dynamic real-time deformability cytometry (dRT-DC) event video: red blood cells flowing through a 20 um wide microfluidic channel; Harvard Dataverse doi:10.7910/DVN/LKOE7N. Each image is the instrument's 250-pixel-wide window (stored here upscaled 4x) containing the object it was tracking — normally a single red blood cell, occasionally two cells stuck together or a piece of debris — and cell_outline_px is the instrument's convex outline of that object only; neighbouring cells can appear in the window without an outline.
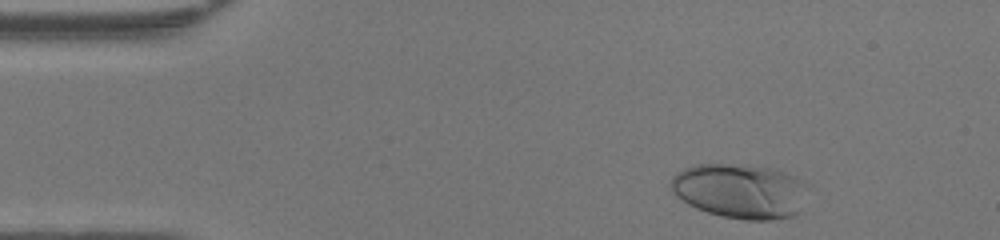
{"species": "human", "species_latin": "Homo sapiens", "temperature_condition": "warm", "stored_images_in_passage": 35, "camera_frame_rate_fps": 3000, "um_per_image_px": 0.085, "donor": {"sex": "female"}, "frame": {"image": 1, "passage_image": 2, "time_ms": 0.333, "image_size_px": [1000, 240], "cell_outline_px": [[812, 184], [796, 212], [792, 216], [772, 220], [744, 220], [720, 216], [696, 208], [688, 204], [676, 196], [672, 192], [668, 184], [672, 176], [676, 172], [684, 168], [696, 164], [744, 164], [776, 168], [796, 176]], "centroid_in_image_um": [62.92, 16.21], "position_along_channel_um": 22.1, "area_um2": 44.56}}
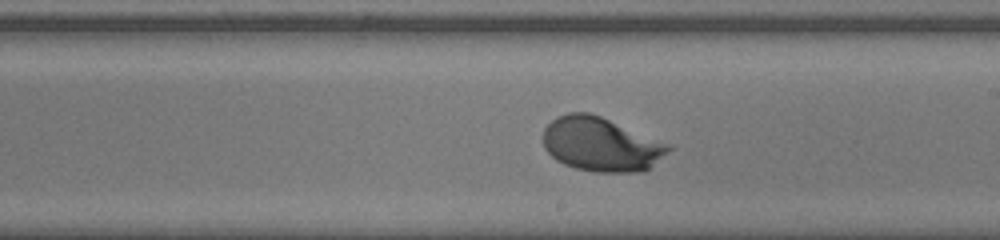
{"frame": {"image": 2, "passage_image": 23, "time_ms": 7.333, "image_size_px": [1000, 240], "cell_outline_px": [[672, 148], [668, 152], [644, 172], [596, 172], [576, 168], [564, 164], [556, 160], [544, 148], [544, 128], [556, 116], [568, 112], [588, 112], [600, 116], [668, 144]], "centroid_in_image_um": [51.05, 12.27], "position_along_channel_um": 237.9, "area_um2": 39.13}}
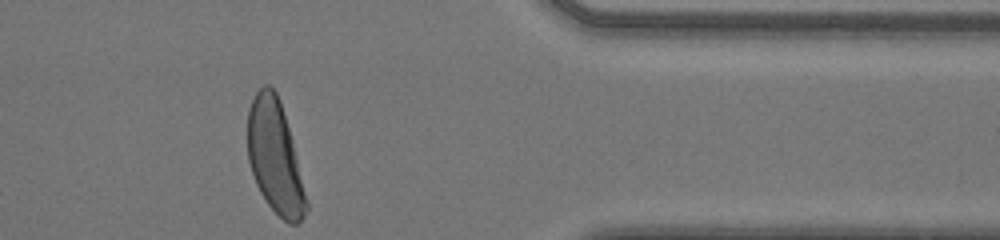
{"frame": {"image": 3, "passage_image": 35, "time_ms": 11.333, "image_size_px": [1000, 240], "cell_outline_px": [[308, 208], [304, 216], [296, 224], [288, 224], [268, 204], [260, 192], [256, 184], [248, 160], [248, 108], [256, 92], [264, 84], [268, 84], [276, 92], [280, 100], [292, 140], [308, 200]], "centroid_in_image_um": [23.37, 13.35], "position_along_channel_um": 388.0, "area_um2": 38.32}, "authors_computed_cell_mechanics": {"area_um2": 38.6682, "velocity_mm_per_s": 4.2806, "shape_relaxation_time_tau1_ms": 1.9106, "shape_relaxation_time_tau2_ms": null, "deformation_change_tau1": 0.1442, "deformation_change_tau2": null}}